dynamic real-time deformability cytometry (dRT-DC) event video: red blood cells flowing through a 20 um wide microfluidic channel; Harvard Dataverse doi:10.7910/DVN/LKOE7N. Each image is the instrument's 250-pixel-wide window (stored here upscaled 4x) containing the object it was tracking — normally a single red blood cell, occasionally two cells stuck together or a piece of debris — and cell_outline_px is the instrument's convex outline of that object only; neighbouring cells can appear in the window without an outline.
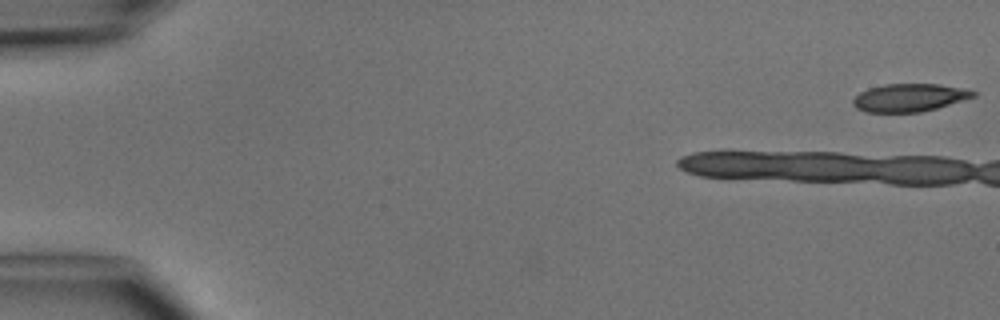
{"species": "common noctule bat (a hibernating species)", "species_latin": "Nyctalus noctula", "temperature_condition": "cold", "stored_images_in_passage": 3, "camera_frame_rate_fps": 3000, "um_per_image_px": 0.085, "animal": {"sex": "male", "body_mass_g": 15.6}, "frame": {"image": 1, "passage_image": 1, "time_ms": 0.0, "image_size_px": [1000, 320], "cell_outline_px": [[976, 96], [936, 108], [920, 112], [868, 112], [856, 108], [852, 104], [852, 100], [860, 92], [868, 88], [884, 84], [940, 84], [964, 88], [976, 92]], "centroid_in_image_um": [77.28, 8.29], "position_along_channel_um": 7.7, "area_um2": 19.48}}